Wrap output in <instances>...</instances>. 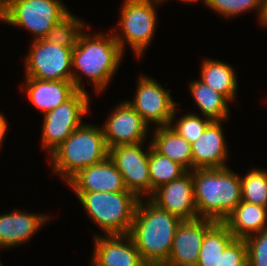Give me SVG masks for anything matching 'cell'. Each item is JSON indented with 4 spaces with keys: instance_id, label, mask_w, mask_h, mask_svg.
I'll list each match as a JSON object with an SVG mask.
<instances>
[{
    "instance_id": "6da1fadb",
    "label": "cell",
    "mask_w": 267,
    "mask_h": 266,
    "mask_svg": "<svg viewBox=\"0 0 267 266\" xmlns=\"http://www.w3.org/2000/svg\"><path fill=\"white\" fill-rule=\"evenodd\" d=\"M110 31L109 35H89L85 31L80 35L72 52V82L77 90L85 91L82 73L88 77L87 83H93L96 93H101L117 73L124 52Z\"/></svg>"
},
{
    "instance_id": "7a4b0ae2",
    "label": "cell",
    "mask_w": 267,
    "mask_h": 266,
    "mask_svg": "<svg viewBox=\"0 0 267 266\" xmlns=\"http://www.w3.org/2000/svg\"><path fill=\"white\" fill-rule=\"evenodd\" d=\"M148 200L139 199L129 235L148 266H163L182 220Z\"/></svg>"
},
{
    "instance_id": "3957f363",
    "label": "cell",
    "mask_w": 267,
    "mask_h": 266,
    "mask_svg": "<svg viewBox=\"0 0 267 266\" xmlns=\"http://www.w3.org/2000/svg\"><path fill=\"white\" fill-rule=\"evenodd\" d=\"M240 177L229 167L192 170L198 217L223 222L242 201Z\"/></svg>"
},
{
    "instance_id": "277c9868",
    "label": "cell",
    "mask_w": 267,
    "mask_h": 266,
    "mask_svg": "<svg viewBox=\"0 0 267 266\" xmlns=\"http://www.w3.org/2000/svg\"><path fill=\"white\" fill-rule=\"evenodd\" d=\"M109 156L102 127L82 124L49 156L52 169L68 181L79 170Z\"/></svg>"
},
{
    "instance_id": "5b68a950",
    "label": "cell",
    "mask_w": 267,
    "mask_h": 266,
    "mask_svg": "<svg viewBox=\"0 0 267 266\" xmlns=\"http://www.w3.org/2000/svg\"><path fill=\"white\" fill-rule=\"evenodd\" d=\"M105 235L129 234L139 198L130 191L74 192Z\"/></svg>"
},
{
    "instance_id": "8992f818",
    "label": "cell",
    "mask_w": 267,
    "mask_h": 266,
    "mask_svg": "<svg viewBox=\"0 0 267 266\" xmlns=\"http://www.w3.org/2000/svg\"><path fill=\"white\" fill-rule=\"evenodd\" d=\"M60 0H3L2 21L43 39L50 29L70 12Z\"/></svg>"
},
{
    "instance_id": "52a82bcc",
    "label": "cell",
    "mask_w": 267,
    "mask_h": 266,
    "mask_svg": "<svg viewBox=\"0 0 267 266\" xmlns=\"http://www.w3.org/2000/svg\"><path fill=\"white\" fill-rule=\"evenodd\" d=\"M155 4L159 5L156 2L144 0H124L118 20L119 30L122 33L120 35L113 32L114 38L123 52H125L126 44H129L137 58L144 55L157 27Z\"/></svg>"
},
{
    "instance_id": "ba28073f",
    "label": "cell",
    "mask_w": 267,
    "mask_h": 266,
    "mask_svg": "<svg viewBox=\"0 0 267 266\" xmlns=\"http://www.w3.org/2000/svg\"><path fill=\"white\" fill-rule=\"evenodd\" d=\"M89 94L77 90L67 101L44 113L42 127L43 149L52 153L83 123L90 106Z\"/></svg>"
},
{
    "instance_id": "9c48e42d",
    "label": "cell",
    "mask_w": 267,
    "mask_h": 266,
    "mask_svg": "<svg viewBox=\"0 0 267 266\" xmlns=\"http://www.w3.org/2000/svg\"><path fill=\"white\" fill-rule=\"evenodd\" d=\"M29 49L25 58L26 78L72 82L73 48L33 39Z\"/></svg>"
},
{
    "instance_id": "30bf717a",
    "label": "cell",
    "mask_w": 267,
    "mask_h": 266,
    "mask_svg": "<svg viewBox=\"0 0 267 266\" xmlns=\"http://www.w3.org/2000/svg\"><path fill=\"white\" fill-rule=\"evenodd\" d=\"M138 144L118 145L109 148V157L121 173L127 191L135 194L139 199L151 197V183L149 172L150 144L146 152Z\"/></svg>"
},
{
    "instance_id": "8fae6325",
    "label": "cell",
    "mask_w": 267,
    "mask_h": 266,
    "mask_svg": "<svg viewBox=\"0 0 267 266\" xmlns=\"http://www.w3.org/2000/svg\"><path fill=\"white\" fill-rule=\"evenodd\" d=\"M149 125L168 126L175 121L177 105L162 85L149 76H139L136 94L133 101H127Z\"/></svg>"
},
{
    "instance_id": "7c38bea8",
    "label": "cell",
    "mask_w": 267,
    "mask_h": 266,
    "mask_svg": "<svg viewBox=\"0 0 267 266\" xmlns=\"http://www.w3.org/2000/svg\"><path fill=\"white\" fill-rule=\"evenodd\" d=\"M110 115L102 127L108 148L145 141L149 125L127 101L120 102Z\"/></svg>"
},
{
    "instance_id": "4fadbf2b",
    "label": "cell",
    "mask_w": 267,
    "mask_h": 266,
    "mask_svg": "<svg viewBox=\"0 0 267 266\" xmlns=\"http://www.w3.org/2000/svg\"><path fill=\"white\" fill-rule=\"evenodd\" d=\"M215 223L207 218L182 221L167 262L163 266H196L205 232Z\"/></svg>"
},
{
    "instance_id": "5bb4252c",
    "label": "cell",
    "mask_w": 267,
    "mask_h": 266,
    "mask_svg": "<svg viewBox=\"0 0 267 266\" xmlns=\"http://www.w3.org/2000/svg\"><path fill=\"white\" fill-rule=\"evenodd\" d=\"M149 199L159 208L177 216L182 221L198 218L192 171L160 186Z\"/></svg>"
},
{
    "instance_id": "9a60e30c",
    "label": "cell",
    "mask_w": 267,
    "mask_h": 266,
    "mask_svg": "<svg viewBox=\"0 0 267 266\" xmlns=\"http://www.w3.org/2000/svg\"><path fill=\"white\" fill-rule=\"evenodd\" d=\"M92 266H148L129 234L94 235Z\"/></svg>"
},
{
    "instance_id": "2e32d148",
    "label": "cell",
    "mask_w": 267,
    "mask_h": 266,
    "mask_svg": "<svg viewBox=\"0 0 267 266\" xmlns=\"http://www.w3.org/2000/svg\"><path fill=\"white\" fill-rule=\"evenodd\" d=\"M67 184L74 192L127 191L121 173L109 156L101 162L79 170Z\"/></svg>"
},
{
    "instance_id": "e0dca14e",
    "label": "cell",
    "mask_w": 267,
    "mask_h": 266,
    "mask_svg": "<svg viewBox=\"0 0 267 266\" xmlns=\"http://www.w3.org/2000/svg\"><path fill=\"white\" fill-rule=\"evenodd\" d=\"M223 121H212L197 140L191 143L192 170L228 167Z\"/></svg>"
},
{
    "instance_id": "ac0fdd59",
    "label": "cell",
    "mask_w": 267,
    "mask_h": 266,
    "mask_svg": "<svg viewBox=\"0 0 267 266\" xmlns=\"http://www.w3.org/2000/svg\"><path fill=\"white\" fill-rule=\"evenodd\" d=\"M49 218L20 210L0 215V247H15L28 242Z\"/></svg>"
},
{
    "instance_id": "d6986e66",
    "label": "cell",
    "mask_w": 267,
    "mask_h": 266,
    "mask_svg": "<svg viewBox=\"0 0 267 266\" xmlns=\"http://www.w3.org/2000/svg\"><path fill=\"white\" fill-rule=\"evenodd\" d=\"M25 81V88H21L26 90L29 101L43 114L67 101L77 91L71 81L36 78H26Z\"/></svg>"
},
{
    "instance_id": "ffe728a7",
    "label": "cell",
    "mask_w": 267,
    "mask_h": 266,
    "mask_svg": "<svg viewBox=\"0 0 267 266\" xmlns=\"http://www.w3.org/2000/svg\"><path fill=\"white\" fill-rule=\"evenodd\" d=\"M223 223L235 238L245 239L267 229V207L241 201Z\"/></svg>"
},
{
    "instance_id": "44dd1931",
    "label": "cell",
    "mask_w": 267,
    "mask_h": 266,
    "mask_svg": "<svg viewBox=\"0 0 267 266\" xmlns=\"http://www.w3.org/2000/svg\"><path fill=\"white\" fill-rule=\"evenodd\" d=\"M153 131L152 147L161 155L182 165L187 171H192L191 143L169 125L156 127Z\"/></svg>"
},
{
    "instance_id": "7402d4cb",
    "label": "cell",
    "mask_w": 267,
    "mask_h": 266,
    "mask_svg": "<svg viewBox=\"0 0 267 266\" xmlns=\"http://www.w3.org/2000/svg\"><path fill=\"white\" fill-rule=\"evenodd\" d=\"M200 81L222 94L229 102L235 100L238 82L235 71L229 64L205 58L201 64Z\"/></svg>"
},
{
    "instance_id": "603a6c76",
    "label": "cell",
    "mask_w": 267,
    "mask_h": 266,
    "mask_svg": "<svg viewBox=\"0 0 267 266\" xmlns=\"http://www.w3.org/2000/svg\"><path fill=\"white\" fill-rule=\"evenodd\" d=\"M189 84L192 97L204 117L212 121H225L229 118V101L222 94L200 80H193Z\"/></svg>"
},
{
    "instance_id": "cb8c5ba5",
    "label": "cell",
    "mask_w": 267,
    "mask_h": 266,
    "mask_svg": "<svg viewBox=\"0 0 267 266\" xmlns=\"http://www.w3.org/2000/svg\"><path fill=\"white\" fill-rule=\"evenodd\" d=\"M234 239L223 222H215L205 232L196 266H218L220 255Z\"/></svg>"
},
{
    "instance_id": "d4e9b609",
    "label": "cell",
    "mask_w": 267,
    "mask_h": 266,
    "mask_svg": "<svg viewBox=\"0 0 267 266\" xmlns=\"http://www.w3.org/2000/svg\"><path fill=\"white\" fill-rule=\"evenodd\" d=\"M149 172L152 196L160 186L179 179L188 171L182 165L158 153L150 143Z\"/></svg>"
},
{
    "instance_id": "484cf974",
    "label": "cell",
    "mask_w": 267,
    "mask_h": 266,
    "mask_svg": "<svg viewBox=\"0 0 267 266\" xmlns=\"http://www.w3.org/2000/svg\"><path fill=\"white\" fill-rule=\"evenodd\" d=\"M84 27H87L85 23L70 12L56 23L43 39L60 46L74 48L83 29L85 30Z\"/></svg>"
},
{
    "instance_id": "4316f807",
    "label": "cell",
    "mask_w": 267,
    "mask_h": 266,
    "mask_svg": "<svg viewBox=\"0 0 267 266\" xmlns=\"http://www.w3.org/2000/svg\"><path fill=\"white\" fill-rule=\"evenodd\" d=\"M240 180L242 201L267 207V171L252 168Z\"/></svg>"
},
{
    "instance_id": "83f0119b",
    "label": "cell",
    "mask_w": 267,
    "mask_h": 266,
    "mask_svg": "<svg viewBox=\"0 0 267 266\" xmlns=\"http://www.w3.org/2000/svg\"><path fill=\"white\" fill-rule=\"evenodd\" d=\"M204 4L217 14L227 18L255 10L262 24L265 16V2L263 0H205Z\"/></svg>"
},
{
    "instance_id": "f1b7e54d",
    "label": "cell",
    "mask_w": 267,
    "mask_h": 266,
    "mask_svg": "<svg viewBox=\"0 0 267 266\" xmlns=\"http://www.w3.org/2000/svg\"><path fill=\"white\" fill-rule=\"evenodd\" d=\"M211 122L212 120L207 117L203 119L199 114L190 112L182 115L175 125L170 123L169 126L189 143H193Z\"/></svg>"
},
{
    "instance_id": "f546056e",
    "label": "cell",
    "mask_w": 267,
    "mask_h": 266,
    "mask_svg": "<svg viewBox=\"0 0 267 266\" xmlns=\"http://www.w3.org/2000/svg\"><path fill=\"white\" fill-rule=\"evenodd\" d=\"M247 266H267V229L245 238Z\"/></svg>"
},
{
    "instance_id": "4dcf8cb0",
    "label": "cell",
    "mask_w": 267,
    "mask_h": 266,
    "mask_svg": "<svg viewBox=\"0 0 267 266\" xmlns=\"http://www.w3.org/2000/svg\"><path fill=\"white\" fill-rule=\"evenodd\" d=\"M218 266H247L245 239L235 238L220 255Z\"/></svg>"
},
{
    "instance_id": "1f68e13d",
    "label": "cell",
    "mask_w": 267,
    "mask_h": 266,
    "mask_svg": "<svg viewBox=\"0 0 267 266\" xmlns=\"http://www.w3.org/2000/svg\"><path fill=\"white\" fill-rule=\"evenodd\" d=\"M8 123L3 114L0 112V148L7 133Z\"/></svg>"
},
{
    "instance_id": "d6a6232c",
    "label": "cell",
    "mask_w": 267,
    "mask_h": 266,
    "mask_svg": "<svg viewBox=\"0 0 267 266\" xmlns=\"http://www.w3.org/2000/svg\"><path fill=\"white\" fill-rule=\"evenodd\" d=\"M262 25L267 26V1L265 2V16Z\"/></svg>"
},
{
    "instance_id": "836d02e7",
    "label": "cell",
    "mask_w": 267,
    "mask_h": 266,
    "mask_svg": "<svg viewBox=\"0 0 267 266\" xmlns=\"http://www.w3.org/2000/svg\"><path fill=\"white\" fill-rule=\"evenodd\" d=\"M183 2V3H194V2H197V1H199V0H180V2ZM201 1H203V2H205V0H201Z\"/></svg>"
},
{
    "instance_id": "e575fe53",
    "label": "cell",
    "mask_w": 267,
    "mask_h": 266,
    "mask_svg": "<svg viewBox=\"0 0 267 266\" xmlns=\"http://www.w3.org/2000/svg\"><path fill=\"white\" fill-rule=\"evenodd\" d=\"M144 1L156 2L158 4H162L163 1L165 2L166 0H144Z\"/></svg>"
},
{
    "instance_id": "d590c367",
    "label": "cell",
    "mask_w": 267,
    "mask_h": 266,
    "mask_svg": "<svg viewBox=\"0 0 267 266\" xmlns=\"http://www.w3.org/2000/svg\"><path fill=\"white\" fill-rule=\"evenodd\" d=\"M2 3L3 0H0V21L2 22Z\"/></svg>"
}]
</instances>
